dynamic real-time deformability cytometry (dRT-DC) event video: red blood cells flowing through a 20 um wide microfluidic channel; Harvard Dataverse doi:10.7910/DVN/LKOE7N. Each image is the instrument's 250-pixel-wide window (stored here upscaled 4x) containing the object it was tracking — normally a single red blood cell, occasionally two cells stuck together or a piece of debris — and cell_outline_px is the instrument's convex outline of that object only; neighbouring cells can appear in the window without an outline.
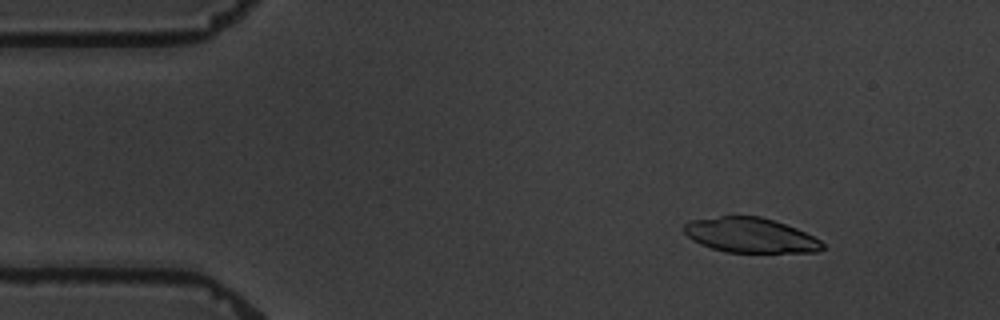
{"species": "common noctule bat (a hibernating species)", "species_latin": "Nyctalus noctula", "temperature_condition": "warm", "stored_images_in_passage": 9, "camera_frame_rate_fps": 3000, "um_per_image_px": 0.085, "animal": {"sex": "male", "body_mass_g": 19.5, "forearm_length_mm": 54.6}, "frame": {"image": 1, "passage_image": 2, "time_ms": 1.333, "image_size_px": [1000, 320], "cell_outline_px": [[824, 248], [816, 252], [724, 252], [700, 244], [692, 240], [684, 232], [684, 224], [692, 220], [720, 216], [760, 216], [796, 228], [820, 240], [824, 244]], "centroid_in_image_um": [63.76, 20.0], "position_along_channel_um": 21.2, "area_um2": 27.92}}